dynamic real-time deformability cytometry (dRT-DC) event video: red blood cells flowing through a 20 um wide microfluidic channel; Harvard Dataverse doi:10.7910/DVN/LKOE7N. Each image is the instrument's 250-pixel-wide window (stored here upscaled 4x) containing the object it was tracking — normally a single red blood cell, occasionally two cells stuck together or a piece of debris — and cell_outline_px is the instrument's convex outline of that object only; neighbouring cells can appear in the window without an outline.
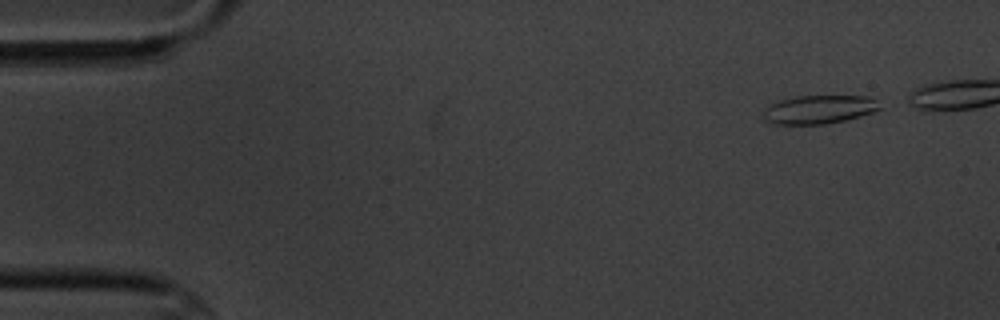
{"species": "common noctule bat (a hibernating species)", "species_latin": "Nyctalus noctula", "temperature_condition": "cold", "stored_images_in_passage": 12, "camera_frame_rate_fps": 3000, "um_per_image_px": 0.085, "animal": {"sex": "male", "body_mass_g": 20.1, "forearm_length_mm": 53.5}, "frame": {"image": 1, "passage_image": 1, "time_ms": 0.0, "image_size_px": [1000, 320], "cell_outline_px": [[884, 108], [872, 112], [844, 120], [824, 124], [772, 124], [764, 120], [764, 108], [780, 100], [796, 96], [868, 96], [876, 100]], "centroid_in_image_um": [69.62, 9.3], "position_along_channel_um": 15.4, "area_um2": 19.31}}
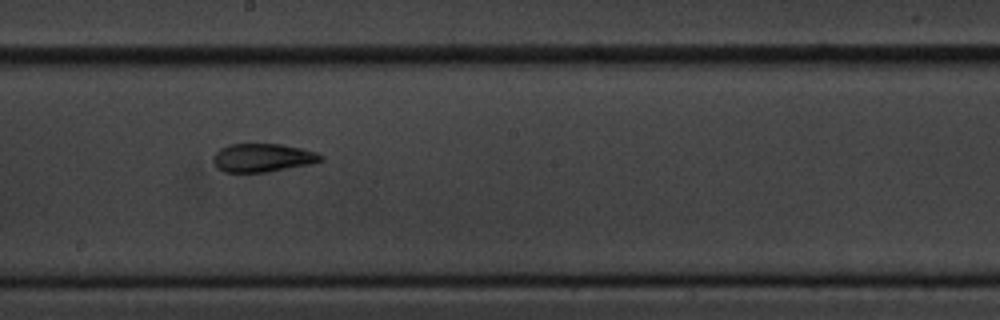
{"frame": {"image": 2, "passage_image": 9, "time_ms": 9.0, "image_size_px": [1000, 320], "cell_outline_px": [[324, 160], [312, 164], [268, 172], [224, 172], [216, 168], [212, 160], [212, 156], [220, 148], [228, 144], [280, 144], [300, 148], [316, 152], [324, 156]], "centroid_in_image_um": [22.31, 13.41], "position_along_channel_um": 225.9, "area_um2": 18.03}}
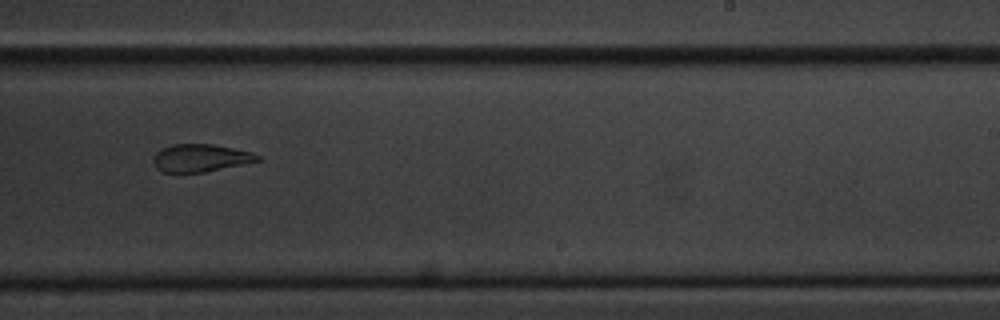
{"frame": {"image": 3, "passage_image": 10, "time_ms": 10.333, "image_size_px": [1000, 320], "cell_outline_px": [[260, 160], [204, 172], [164, 172], [156, 168], [152, 160], [156, 152], [160, 148], [172, 144], [212, 144], [252, 152], [260, 156]], "centroid_in_image_um": [16.99, 13.42], "position_along_channel_um": 272.0, "area_um2": 16.65}}